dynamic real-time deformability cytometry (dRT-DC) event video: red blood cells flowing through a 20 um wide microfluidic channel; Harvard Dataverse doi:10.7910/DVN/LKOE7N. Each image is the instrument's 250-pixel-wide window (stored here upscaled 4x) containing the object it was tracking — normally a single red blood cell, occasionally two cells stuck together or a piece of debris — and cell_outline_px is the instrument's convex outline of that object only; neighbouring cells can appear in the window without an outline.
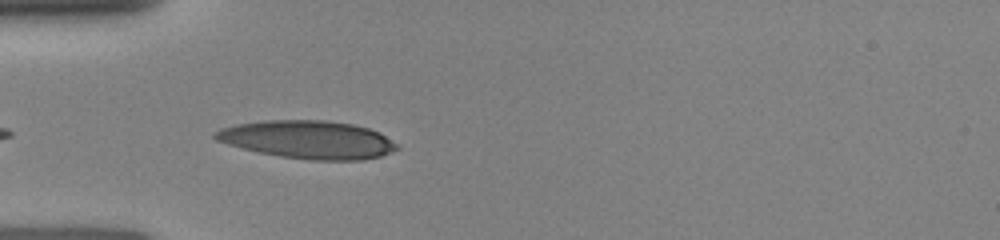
{"species": "human", "species_latin": "Homo sapiens", "temperature_condition": "room temperature", "stored_images_in_passage": 7, "camera_frame_rate_fps": 3000, "um_per_image_px": 0.085, "donor": {"sex": "female"}, "frame": {"image": 1, "passage_image": 5, "time_ms": 3.667, "image_size_px": [1000, 240], "cell_outline_px": [[400, 148], [392, 152], [380, 156], [364, 160], [312, 160], [280, 156], [260, 152], [228, 144], [216, 140], [212, 136], [212, 132], [220, 128], [236, 124], [264, 120], [324, 120], [352, 124], [368, 128], [380, 132], [400, 144]], "centroid_in_image_um": [26.21, 11.86], "position_along_channel_um": 58.8, "area_um2": 40.46}}
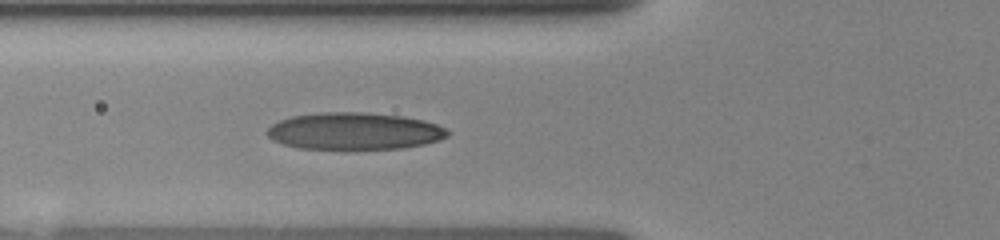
{"frame": {"image": 2, "passage_image": 7, "time_ms": 4.667, "image_size_px": [1000, 240], "cell_outline_px": [[448, 136], [440, 140], [424, 144], [404, 148], [300, 148], [284, 144], [272, 140], [264, 132], [272, 124], [280, 120], [292, 116], [320, 112], [360, 112], [404, 116], [424, 120], [436, 124], [444, 128], [448, 132]], "centroid_in_image_um": [30.11, 11.13], "position_along_channel_um": 95.7, "area_um2": 38.73}}